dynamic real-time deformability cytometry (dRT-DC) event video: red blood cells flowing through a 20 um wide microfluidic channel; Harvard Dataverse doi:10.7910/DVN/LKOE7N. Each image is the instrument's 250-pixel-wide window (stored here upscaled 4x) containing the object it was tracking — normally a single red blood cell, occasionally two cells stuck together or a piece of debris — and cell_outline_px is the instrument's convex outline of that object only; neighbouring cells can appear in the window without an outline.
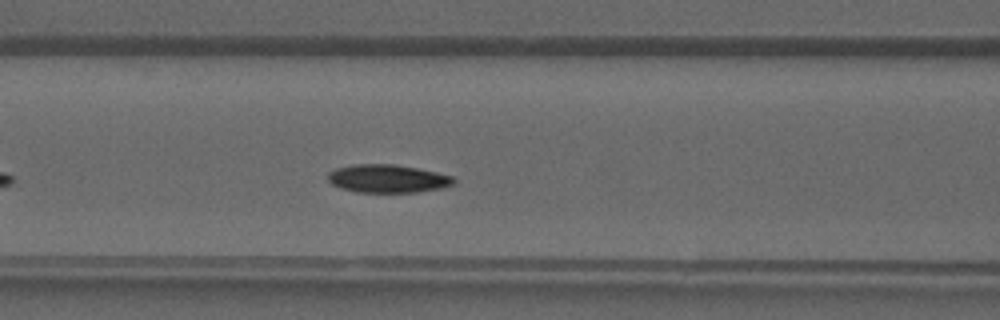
{"species": "common noctule bat (a hibernating species)", "species_latin": "Nyctalus noctula", "temperature_condition": "warm", "stored_images_in_passage": 18, "camera_frame_rate_fps": 3000, "um_per_image_px": 0.085, "animal": {"sex": "male", "forearm_length_mm": 52.5}, "frame": {"image": 1, "passage_image": 8, "time_ms": 2.333, "image_size_px": [1000, 320], "cell_outline_px": [[456, 180], [452, 184], [440, 188], [420, 192], [356, 192], [340, 188], [332, 184], [328, 180], [328, 172], [336, 168], [352, 164], [396, 164], [436, 172], [452, 176]], "centroid_in_image_um": [32.91, 15.18], "position_along_channel_um": 133.7, "area_um2": 20.63}}
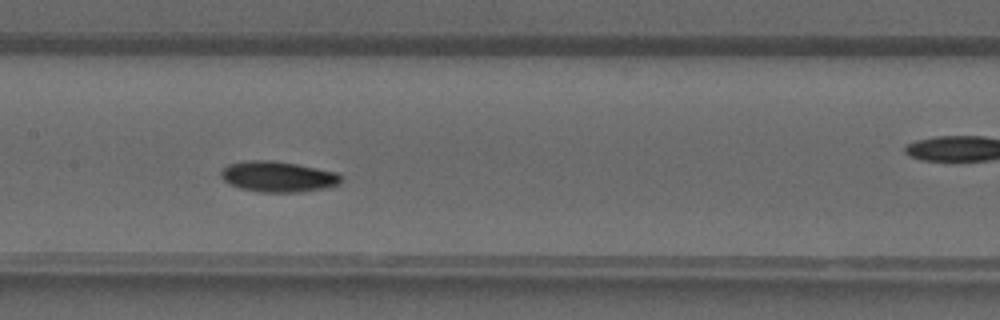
{"frame": {"image": 2, "passage_image": 11, "time_ms": 3.333, "image_size_px": [1000, 320], "cell_outline_px": [[344, 180], [340, 184], [324, 188], [300, 192], [260, 192], [240, 188], [224, 180], [220, 176], [220, 172], [228, 164], [248, 160], [272, 160], [296, 164], [336, 172], [344, 176]], "centroid_in_image_um": [23.67, 15.01], "position_along_channel_um": 183.7, "area_um2": 21.5}}
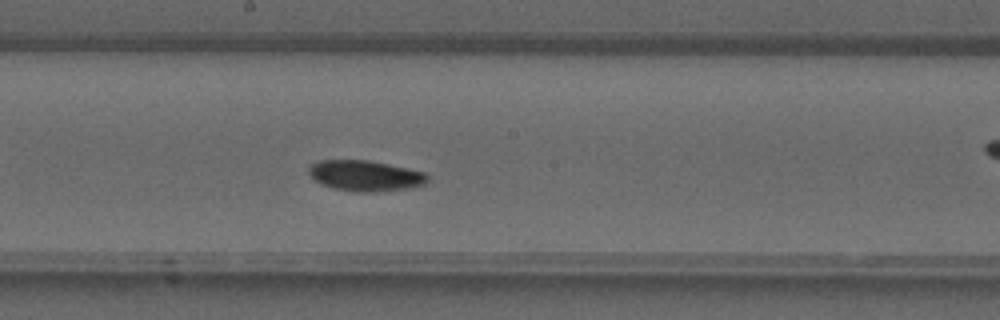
{"frame": {"image": 3, "passage_image": 13, "time_ms": 4.0, "image_size_px": [1000, 320], "cell_outline_px": [[428, 180], [424, 184], [408, 188], [376, 192], [356, 192], [332, 188], [320, 184], [308, 172], [308, 168], [312, 164], [320, 160], [368, 160], [388, 164], [424, 172], [428, 176]], "centroid_in_image_um": [31.03, 14.94], "position_along_channel_um": 217.2, "area_um2": 21.15}}